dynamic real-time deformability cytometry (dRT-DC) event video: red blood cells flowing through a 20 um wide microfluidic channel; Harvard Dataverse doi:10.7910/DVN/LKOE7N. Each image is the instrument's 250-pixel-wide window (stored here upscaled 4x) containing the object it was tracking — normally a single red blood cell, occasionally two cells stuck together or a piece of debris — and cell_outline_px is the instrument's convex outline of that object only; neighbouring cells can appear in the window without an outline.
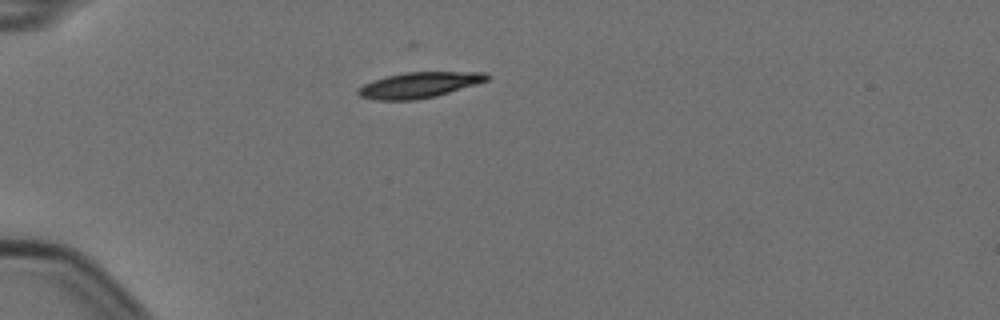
{"species": "Egyptian fruit bat (a non-hibernating species)", "species_latin": "Rousettus aegyptiacus", "temperature_condition": "cold", "stored_images_in_passage": 4, "camera_frame_rate_fps": 3000, "um_per_image_px": 0.085, "animal": {"sex": "female"}, "frame": {"image": 1, "passage_image": 1, "time_ms": 0.0, "image_size_px": [1000, 320], "cell_outline_px": [[492, 76], [488, 80], [476, 84], [436, 96], [416, 100], [376, 100], [360, 96], [356, 92], [364, 84], [372, 80], [404, 72], [488, 72]], "centroid_in_image_um": [35.66, 7.22], "position_along_channel_um": 49.3, "area_um2": 19.25}}
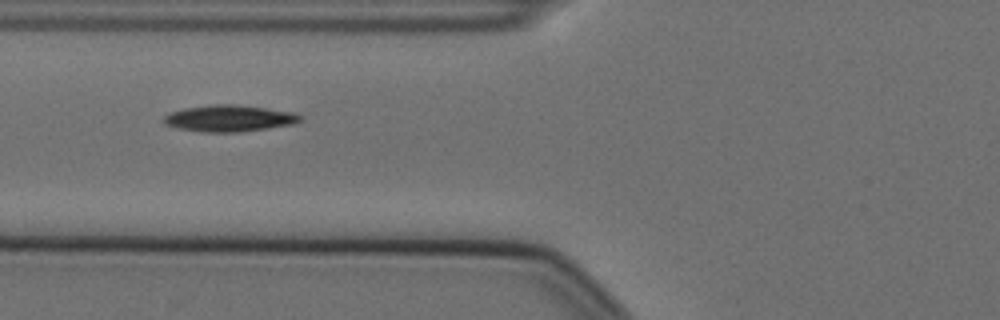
{"frame": {"image": 2, "passage_image": 3, "time_ms": 0.667, "image_size_px": [1000, 320], "cell_outline_px": [[304, 116], [296, 124], [240, 132], [200, 132], [176, 128], [164, 124], [160, 120], [168, 112], [184, 108], [212, 104], [240, 104], [296, 112]], "centroid_in_image_um": [19.48, 10.05], "position_along_channel_um": 106.3, "area_um2": 21.68}}